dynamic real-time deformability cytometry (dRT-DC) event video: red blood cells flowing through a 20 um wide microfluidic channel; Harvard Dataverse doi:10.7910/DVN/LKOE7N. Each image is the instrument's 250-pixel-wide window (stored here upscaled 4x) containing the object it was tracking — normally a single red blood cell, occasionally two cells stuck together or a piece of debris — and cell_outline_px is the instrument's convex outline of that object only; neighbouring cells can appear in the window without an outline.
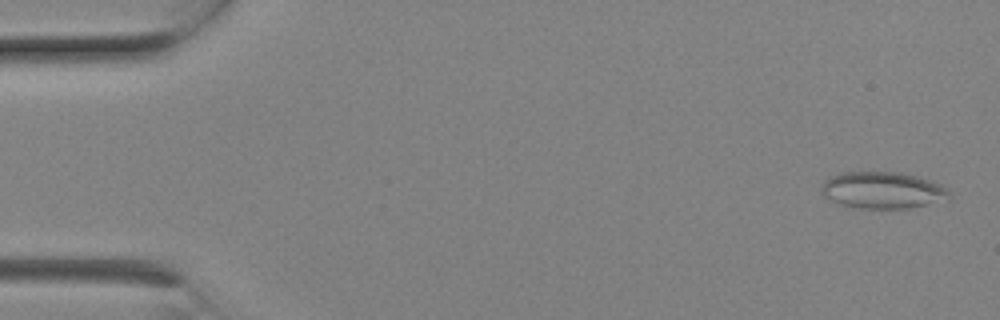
{"species": "Egyptian fruit bat (a non-hibernating species)", "species_latin": "Rousettus aegyptiacus", "temperature_condition": "room temperature", "stored_images_in_passage": 6, "camera_frame_rate_fps": 3000, "um_per_image_px": 0.085, "animal": {"sex": "female"}, "frame": {"image": 1, "passage_image": 1, "time_ms": 0.0, "image_size_px": [1000, 320], "cell_outline_px": [[948, 200], [912, 208], [860, 208], [840, 204], [824, 196], [820, 192], [824, 180], [840, 172], [900, 172], [916, 176], [940, 184], [948, 192]], "centroid_in_image_um": [75.0, 16.17], "position_along_channel_um": 10.0, "area_um2": 27.22}}